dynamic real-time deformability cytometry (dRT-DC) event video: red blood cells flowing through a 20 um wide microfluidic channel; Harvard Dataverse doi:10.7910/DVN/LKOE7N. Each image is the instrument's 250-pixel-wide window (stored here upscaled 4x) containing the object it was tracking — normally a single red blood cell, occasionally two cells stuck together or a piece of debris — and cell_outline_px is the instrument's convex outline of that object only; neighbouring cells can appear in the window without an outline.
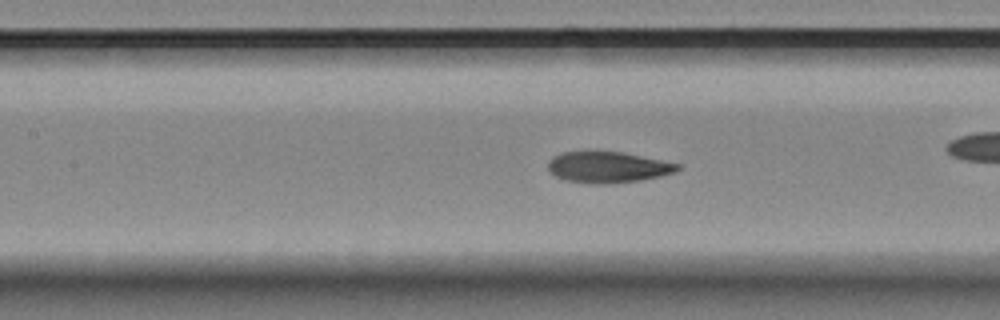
{"species": "Egyptian fruit bat (a non-hibernating species)", "species_latin": "Rousettus aegyptiacus", "temperature_condition": "room temperature", "stored_images_in_passage": 39, "camera_frame_rate_fps": 3000, "um_per_image_px": 0.085, "animal": {"sex": "female"}, "frame": {"image": 1, "passage_image": 14, "time_ms": 4.333, "image_size_px": [1000, 320], "cell_outline_px": [[680, 168], [676, 172], [660, 176], [640, 180], [604, 184], [568, 180], [556, 176], [548, 168], [548, 160], [552, 156], [560, 152], [620, 152], [680, 164]], "centroid_in_image_um": [51.67, 14.2], "position_along_channel_um": 155.7, "area_um2": 22.95}}
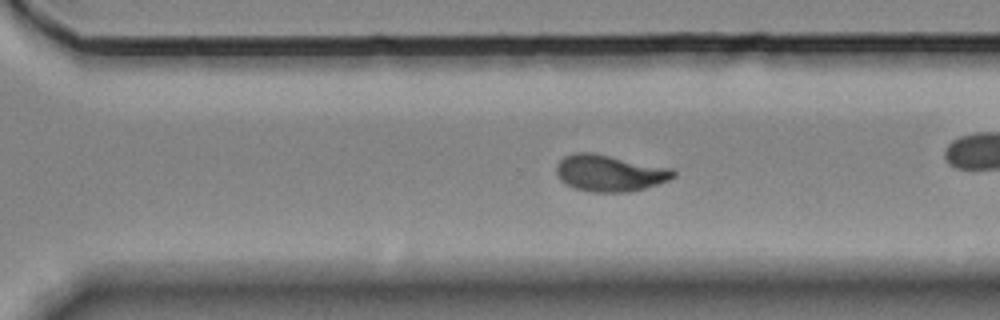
{"frame": {"image": 2, "passage_image": 28, "time_ms": 9.0, "image_size_px": [1000, 320], "cell_outline_px": [[676, 176], [668, 180], [644, 188], [624, 192], [592, 192], [576, 188], [560, 180], [556, 176], [556, 164], [564, 156], [576, 152], [592, 152], [672, 168], [676, 172]], "centroid_in_image_um": [51.8, 14.7], "position_along_channel_um": 318.8, "area_um2": 24.85}}
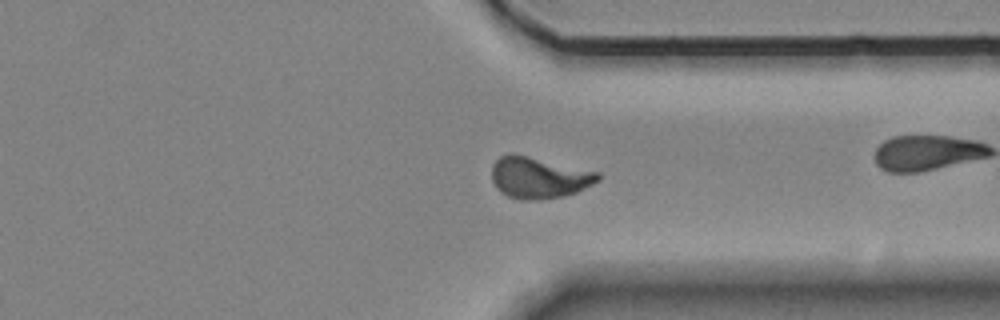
{"frame": {"image": 3, "passage_image": 32, "time_ms": 10.333, "image_size_px": [1000, 320], "cell_outline_px": [[600, 180], [576, 192], [564, 196], [540, 200], [520, 200], [508, 196], [500, 192], [496, 188], [492, 180], [492, 164], [500, 156], [512, 152], [600, 172]], "centroid_in_image_um": [45.79, 15.09], "position_along_channel_um": 365.6, "area_um2": 25.89}, "authors_computed_cell_mechanics": {"area_um2": 23.8714, "velocity_mm_per_s": 3.5002, "shape_relaxation_time_tau1_ms": null, "shape_relaxation_time_tau2_ms": 1.759, "deformation_change_tau1": null, "deformation_change_tau2": 0.0723}}